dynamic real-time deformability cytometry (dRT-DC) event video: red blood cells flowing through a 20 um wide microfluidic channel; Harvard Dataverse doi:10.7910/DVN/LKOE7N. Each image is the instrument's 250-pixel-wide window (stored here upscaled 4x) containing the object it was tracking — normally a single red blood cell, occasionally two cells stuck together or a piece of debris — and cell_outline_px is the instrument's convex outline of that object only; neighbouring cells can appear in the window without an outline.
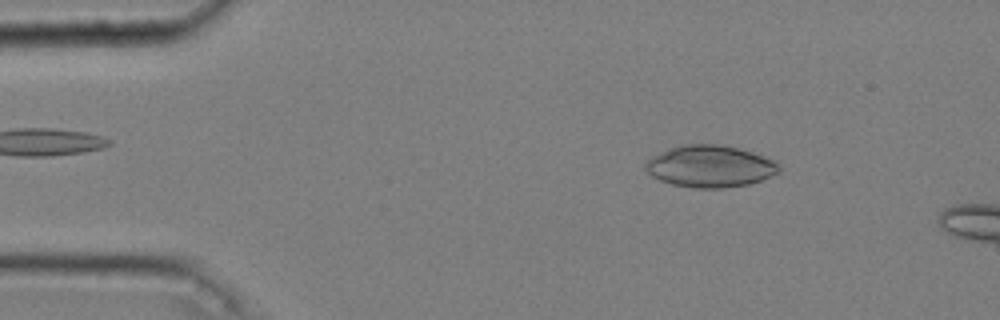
{"species": "common noctule bat (a hibernating species)", "species_latin": "Nyctalus noctula", "temperature_condition": "cold", "stored_images_in_passage": 14, "camera_frame_rate_fps": 3000, "um_per_image_px": 0.085, "animal": {"sex": "male", "body_mass_g": 20.4}, "frame": {"image": 1, "passage_image": 7, "time_ms": 2.0, "image_size_px": [1000, 320], "cell_outline_px": [[780, 172], [760, 180], [748, 184], [724, 188], [692, 188], [672, 184], [660, 180], [652, 176], [644, 168], [644, 164], [652, 156], [668, 148], [680, 144], [720, 144], [752, 152], [764, 156], [780, 164]], "centroid_in_image_um": [60.33, 14.13], "position_along_channel_um": 24.7, "area_um2": 32.66}}